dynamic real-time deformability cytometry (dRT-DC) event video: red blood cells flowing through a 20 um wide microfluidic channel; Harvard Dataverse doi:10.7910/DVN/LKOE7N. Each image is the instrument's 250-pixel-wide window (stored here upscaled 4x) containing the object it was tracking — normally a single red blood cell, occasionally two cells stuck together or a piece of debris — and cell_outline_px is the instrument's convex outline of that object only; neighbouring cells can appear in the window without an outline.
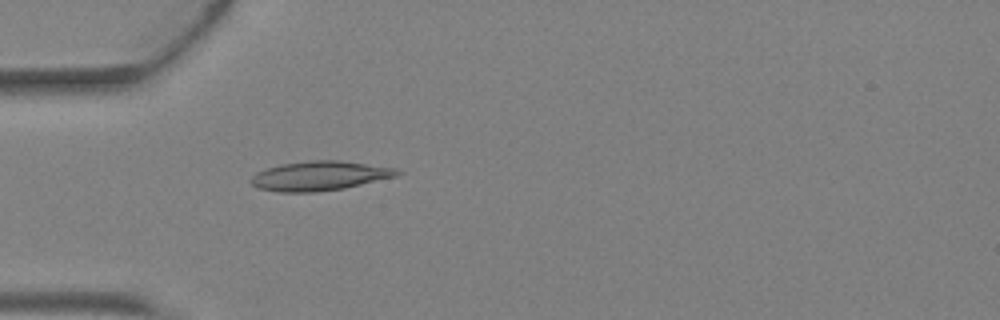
{"species": "Egyptian fruit bat (a non-hibernating species)", "species_latin": "Rousettus aegyptiacus", "temperature_condition": "warm", "stored_images_in_passage": 2, "camera_frame_rate_fps": 3000, "um_per_image_px": 0.085, "animal": {"sex": "female"}, "frame": {"image": 1, "passage_image": 2, "time_ms": 0.333, "image_size_px": [1000, 320], "cell_outline_px": [[404, 172], [396, 176], [344, 188], [316, 192], [280, 192], [260, 188], [252, 184], [252, 176], [256, 172], [280, 164], [312, 160], [340, 160], [396, 168]], "centroid_in_image_um": [27.19, 14.94], "position_along_channel_um": 57.8, "area_um2": 24.85}}